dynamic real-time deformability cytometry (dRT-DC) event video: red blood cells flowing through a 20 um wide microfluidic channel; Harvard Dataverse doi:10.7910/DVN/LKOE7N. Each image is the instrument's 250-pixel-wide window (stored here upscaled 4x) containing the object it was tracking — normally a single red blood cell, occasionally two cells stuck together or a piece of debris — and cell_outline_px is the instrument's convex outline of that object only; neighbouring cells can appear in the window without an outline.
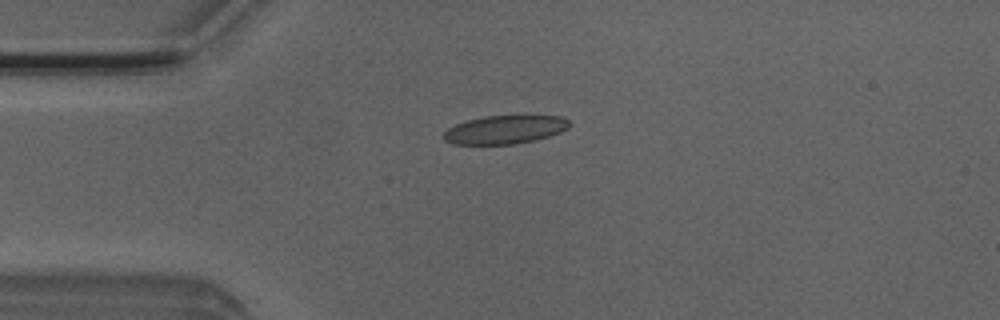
{"species": "Egyptian fruit bat (a non-hibernating species)", "species_latin": "Rousettus aegyptiacus", "temperature_condition": "room temperature", "stored_images_in_passage": 9, "camera_frame_rate_fps": 3000, "um_per_image_px": 0.085, "animal": {"sex": "male"}, "frame": {"image": 1, "passage_image": 2, "time_ms": 0.333, "image_size_px": [1000, 320], "cell_outline_px": [[568, 128], [560, 132], [548, 136], [516, 144], [452, 144], [444, 140], [444, 132], [448, 128], [456, 124], [468, 120], [484, 116], [560, 116], [568, 120]], "centroid_in_image_um": [42.88, 11.02], "position_along_channel_um": 42.1, "area_um2": 20.52}}